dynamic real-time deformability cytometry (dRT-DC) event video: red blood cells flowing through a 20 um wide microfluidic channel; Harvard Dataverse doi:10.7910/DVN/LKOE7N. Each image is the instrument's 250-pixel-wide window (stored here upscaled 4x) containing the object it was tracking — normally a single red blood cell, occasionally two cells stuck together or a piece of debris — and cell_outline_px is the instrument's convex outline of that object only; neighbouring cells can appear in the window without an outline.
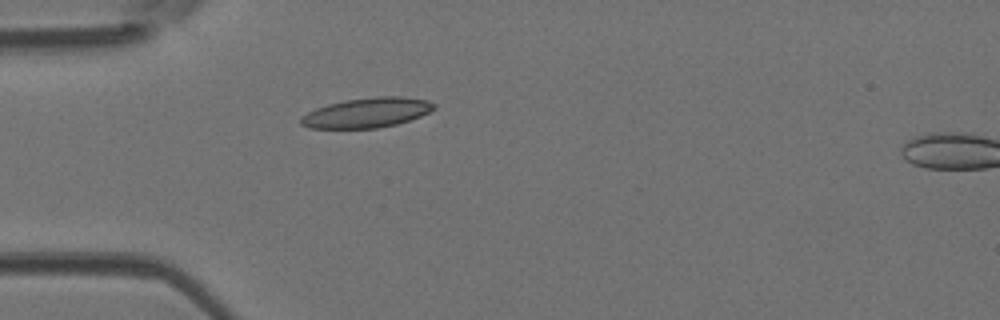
{"species": "Egyptian fruit bat (a non-hibernating species)", "species_latin": "Rousettus aegyptiacus", "temperature_condition": "room temperature", "stored_images_in_passage": 35, "camera_frame_rate_fps": 3000, "um_per_image_px": 0.085, "animal": {"sex": "female"}, "frame": {"image": 1, "passage_image": 1, "time_ms": 0.0, "image_size_px": [1000, 320], "cell_outline_px": [[436, 108], [420, 116], [396, 124], [376, 128], [308, 128], [300, 124], [300, 116], [316, 108], [328, 104], [344, 100], [376, 96], [400, 96], [428, 100], [436, 104]], "centroid_in_image_um": [31.17, 9.57], "position_along_channel_um": 53.8, "area_um2": 23.18}}
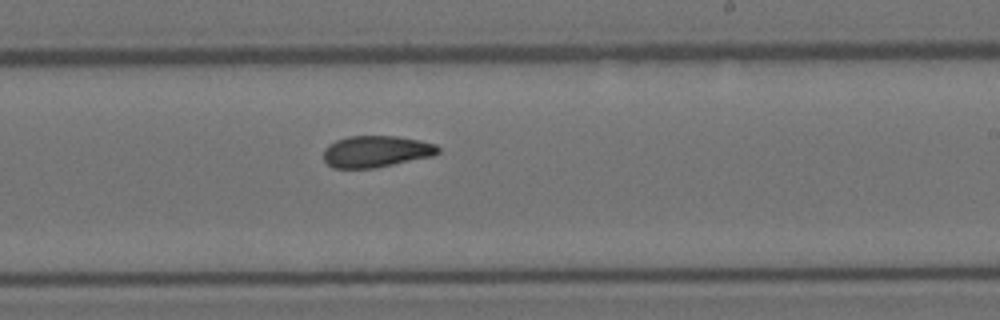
{"frame": {"image": 2, "passage_image": 16, "time_ms": 5.0, "image_size_px": [1000, 320], "cell_outline_px": [[440, 152], [432, 156], [372, 168], [332, 168], [324, 160], [324, 148], [328, 144], [336, 140], [348, 136], [396, 136], [420, 140], [436, 144], [440, 148]], "centroid_in_image_um": [31.96, 12.86], "position_along_channel_um": 257.0, "area_um2": 21.04}}
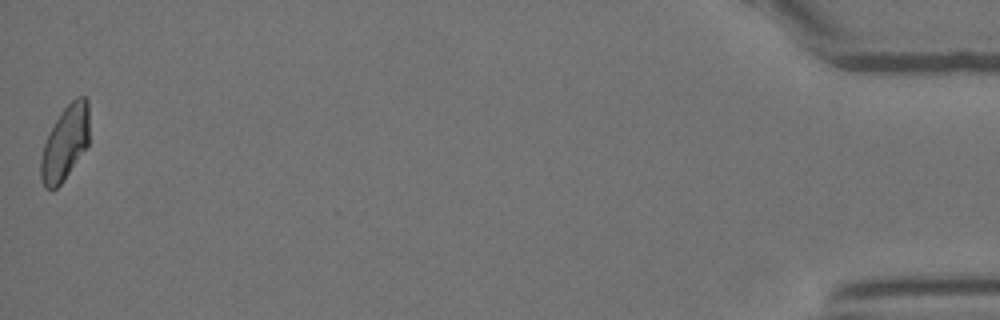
{"frame": {"image": 3, "passage_image": 35, "time_ms": 11.333, "image_size_px": [1000, 320], "cell_outline_px": [[88, 144], [64, 180], [56, 188], [44, 188], [40, 180], [40, 160], [44, 144], [60, 112], [76, 96], [84, 96], [88, 100]], "centroid_in_image_um": [5.52, 12.15], "position_along_channel_um": 429.7, "area_um2": 20.75}, "authors_computed_cell_mechanics": {"area_um2": 21.4438, "velocity_mm_per_s": 4.2272, "shape_relaxation_time_tau1_ms": null, "shape_relaxation_time_tau2_ms": 3.5723, "deformation_change_tau1": null, "deformation_change_tau2": 0.1052}}